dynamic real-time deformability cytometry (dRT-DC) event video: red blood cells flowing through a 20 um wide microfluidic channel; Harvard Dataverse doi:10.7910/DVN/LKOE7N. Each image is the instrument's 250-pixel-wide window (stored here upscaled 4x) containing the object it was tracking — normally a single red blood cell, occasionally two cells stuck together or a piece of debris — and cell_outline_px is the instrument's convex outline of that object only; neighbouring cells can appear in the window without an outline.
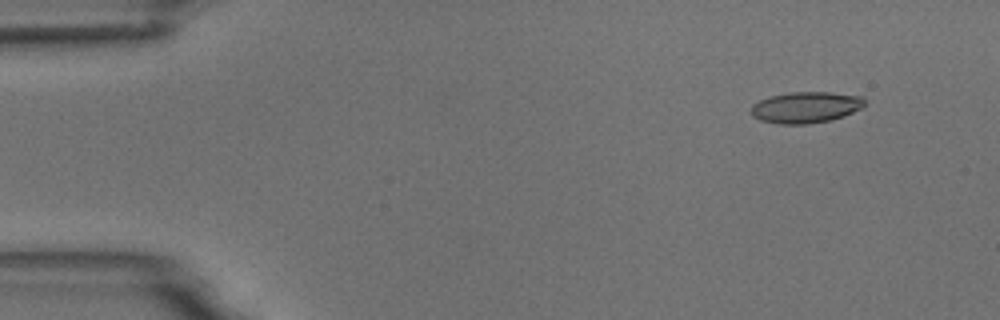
{"species": "common noctule bat (a hibernating species)", "species_latin": "Nyctalus noctula", "temperature_condition": "room temperature", "stored_images_in_passage": 5, "camera_frame_rate_fps": 3000, "um_per_image_px": 0.085, "animal": {"sex": "male", "body_mass_g": 18.8}, "frame": {"image": 1, "passage_image": 2, "time_ms": 1.333, "image_size_px": [1000, 320], "cell_outline_px": [[864, 108], [844, 116], [832, 120], [808, 124], [776, 124], [760, 120], [752, 116], [752, 104], [760, 100], [772, 96], [792, 92], [828, 92], [860, 96], [864, 100]], "centroid_in_image_um": [68.5, 9.14], "position_along_channel_um": 16.5, "area_um2": 20.69}}
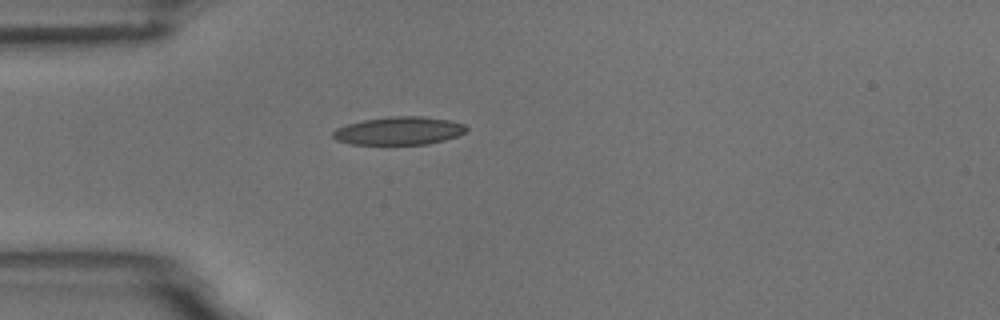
{"frame": {"image": 2, "passage_image": 5, "time_ms": 4.667, "image_size_px": [1000, 320], "cell_outline_px": [[468, 128], [464, 132], [456, 136], [444, 140], [428, 144], [352, 144], [336, 140], [332, 136], [332, 132], [336, 128], [348, 124], [364, 120], [388, 116], [424, 116], [448, 120], [464, 124]], "centroid_in_image_um": [33.9, 11.11], "position_along_channel_um": 51.1, "area_um2": 21.73}}